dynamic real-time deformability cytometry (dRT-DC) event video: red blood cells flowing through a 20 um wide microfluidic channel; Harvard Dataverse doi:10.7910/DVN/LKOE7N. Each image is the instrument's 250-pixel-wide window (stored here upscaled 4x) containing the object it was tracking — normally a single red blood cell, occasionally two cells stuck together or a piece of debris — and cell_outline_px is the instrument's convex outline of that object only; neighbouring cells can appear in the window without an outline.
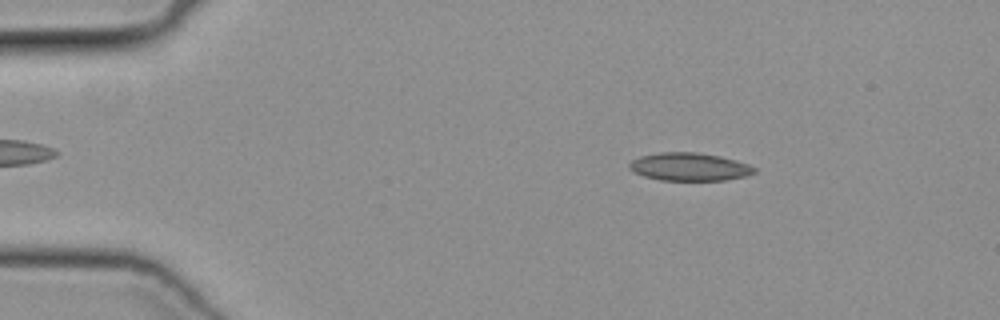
{"species": "common noctule bat (a hibernating species)", "species_latin": "Nyctalus noctula", "temperature_condition": "cold", "stored_images_in_passage": 48, "camera_frame_rate_fps": 3000, "um_per_image_px": 0.085, "animal": {"sex": "female", "body_mass_g": 19.3, "forearm_length_mm": 54.1}, "frame": {"image": 1, "passage_image": 7, "time_ms": 2.0, "image_size_px": [1000, 320], "cell_outline_px": [[756, 172], [748, 176], [724, 180], [660, 180], [644, 176], [628, 168], [628, 164], [632, 160], [640, 156], [660, 152], [696, 152], [720, 156], [736, 160], [748, 164], [756, 168]], "centroid_in_image_um": [58.62, 14.17], "position_along_channel_um": 26.4, "area_um2": 20.4}}
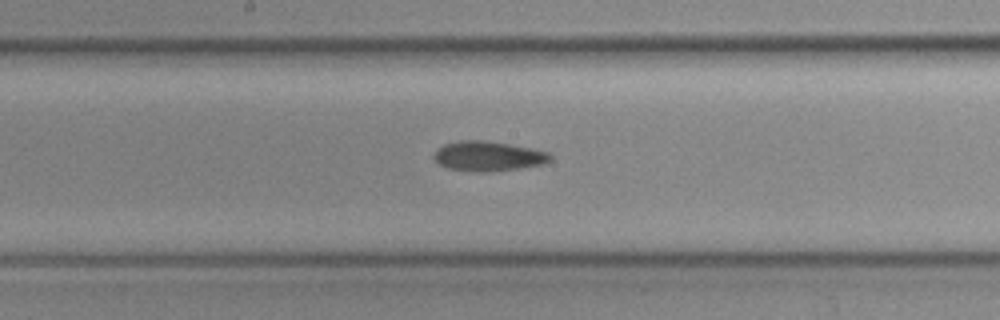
{"frame": {"image": 2, "passage_image": 25, "time_ms": 8.0, "image_size_px": [1000, 320], "cell_outline_px": [[552, 160], [544, 164], [520, 168], [484, 172], [476, 172], [448, 168], [440, 164], [432, 156], [444, 144], [460, 140], [484, 140], [508, 144], [548, 152], [552, 156]], "centroid_in_image_um": [41.51, 13.28], "position_along_channel_um": 206.7, "area_um2": 20.0}}
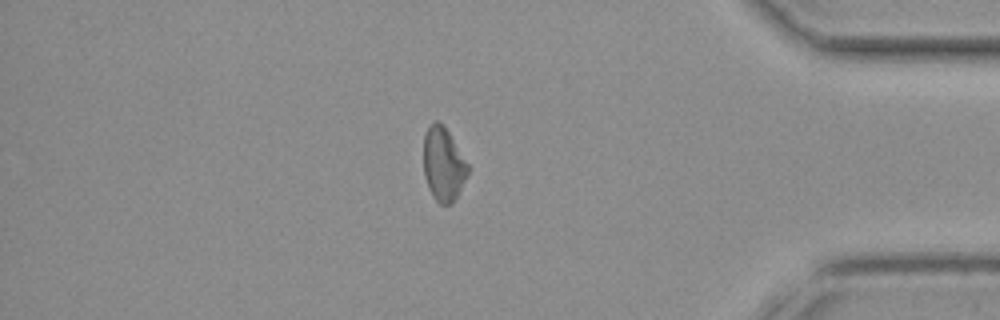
{"frame": {"image": 3, "passage_image": 41, "time_ms": 13.333, "image_size_px": [1000, 320], "cell_outline_px": [[468, 172], [452, 204], [440, 204], [432, 196], [428, 188], [424, 176], [424, 136], [428, 128], [436, 120], [440, 120], [444, 124], [468, 164]], "centroid_in_image_um": [37.66, 13.94], "position_along_channel_um": 397.5, "area_um2": 18.84}}